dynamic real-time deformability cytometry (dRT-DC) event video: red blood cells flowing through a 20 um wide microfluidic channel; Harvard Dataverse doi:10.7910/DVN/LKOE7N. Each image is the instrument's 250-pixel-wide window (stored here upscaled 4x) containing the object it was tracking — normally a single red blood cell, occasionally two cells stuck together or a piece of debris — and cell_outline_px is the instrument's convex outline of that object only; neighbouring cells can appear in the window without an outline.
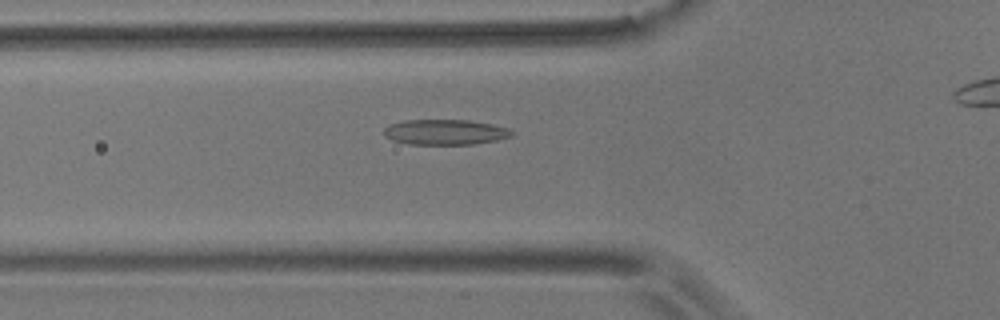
{"species": "common noctule bat (a hibernating species)", "species_latin": "Nyctalus noctula", "temperature_condition": "room temperature", "stored_images_in_passage": 31, "camera_frame_rate_fps": 3000, "um_per_image_px": 0.085, "animal": {"sex": "male", "body_mass_g": 17.9}, "frame": {"image": 1, "passage_image": 2, "time_ms": 0.333, "image_size_px": [1000, 320], "cell_outline_px": [[516, 132], [512, 136], [496, 140], [476, 144], [408, 144], [392, 140], [384, 136], [384, 128], [388, 124], [404, 120], [468, 120], [492, 124], [508, 128]], "centroid_in_image_um": [37.83, 11.22], "position_along_channel_um": 88.0, "area_um2": 19.02}}
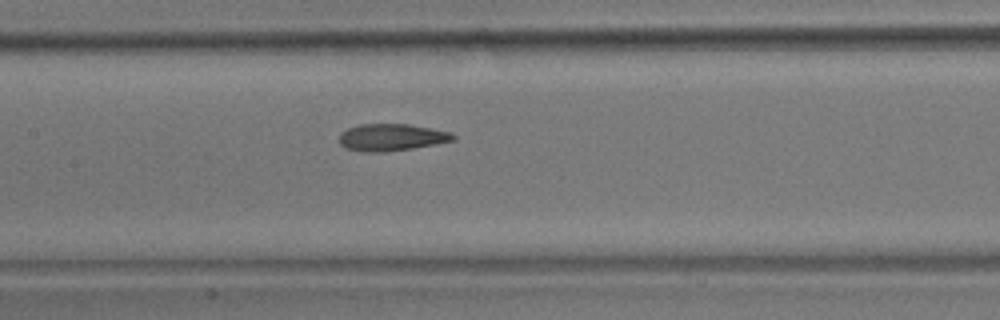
{"frame": {"image": 2, "passage_image": 9, "time_ms": 2.667, "image_size_px": [1000, 320], "cell_outline_px": [[456, 140], [436, 144], [412, 148], [384, 152], [364, 152], [344, 148], [340, 144], [340, 132], [348, 128], [360, 124], [408, 124], [432, 128], [448, 132], [456, 136]], "centroid_in_image_um": [33.26, 11.67], "position_along_channel_um": 174.1, "area_um2": 17.98}}
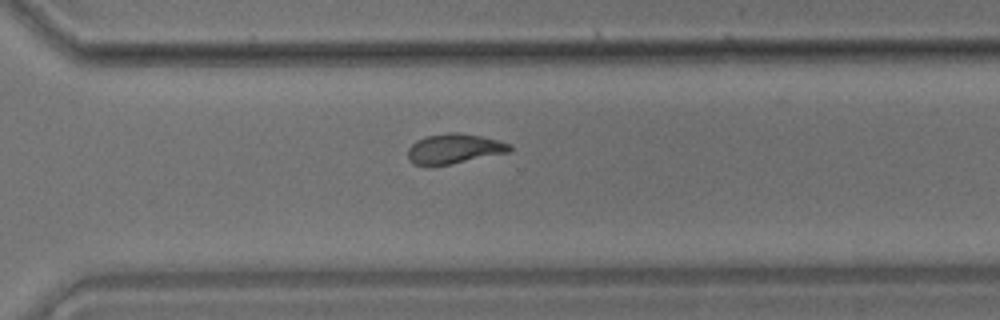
{"frame": {"image": 3, "passage_image": 22, "time_ms": 7.0, "image_size_px": [1000, 320], "cell_outline_px": [[512, 152], [448, 164], [412, 164], [408, 160], [408, 148], [416, 140], [424, 136], [448, 132], [460, 132], [480, 136], [512, 144]], "centroid_in_image_um": [38.62, 12.62], "position_along_channel_um": 332.0, "area_um2": 17.69}}